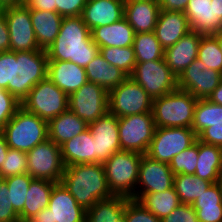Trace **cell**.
Here are the masks:
<instances>
[{
    "label": "cell",
    "mask_w": 222,
    "mask_h": 222,
    "mask_svg": "<svg viewBox=\"0 0 222 222\" xmlns=\"http://www.w3.org/2000/svg\"><path fill=\"white\" fill-rule=\"evenodd\" d=\"M46 52L48 61H71L86 68L99 53V47L81 16L63 17L59 34Z\"/></svg>",
    "instance_id": "cell-1"
},
{
    "label": "cell",
    "mask_w": 222,
    "mask_h": 222,
    "mask_svg": "<svg viewBox=\"0 0 222 222\" xmlns=\"http://www.w3.org/2000/svg\"><path fill=\"white\" fill-rule=\"evenodd\" d=\"M61 183L85 210L98 200L113 196L108 187L102 163L67 166Z\"/></svg>",
    "instance_id": "cell-2"
},
{
    "label": "cell",
    "mask_w": 222,
    "mask_h": 222,
    "mask_svg": "<svg viewBox=\"0 0 222 222\" xmlns=\"http://www.w3.org/2000/svg\"><path fill=\"white\" fill-rule=\"evenodd\" d=\"M47 72L46 50L12 52L11 83H8V92L22 103L30 90L47 77Z\"/></svg>",
    "instance_id": "cell-3"
},
{
    "label": "cell",
    "mask_w": 222,
    "mask_h": 222,
    "mask_svg": "<svg viewBox=\"0 0 222 222\" xmlns=\"http://www.w3.org/2000/svg\"><path fill=\"white\" fill-rule=\"evenodd\" d=\"M197 101L192 94L178 88L153 99L152 113L155 126L191 128Z\"/></svg>",
    "instance_id": "cell-4"
},
{
    "label": "cell",
    "mask_w": 222,
    "mask_h": 222,
    "mask_svg": "<svg viewBox=\"0 0 222 222\" xmlns=\"http://www.w3.org/2000/svg\"><path fill=\"white\" fill-rule=\"evenodd\" d=\"M2 132L9 148L27 153L48 139V122L21 106Z\"/></svg>",
    "instance_id": "cell-5"
},
{
    "label": "cell",
    "mask_w": 222,
    "mask_h": 222,
    "mask_svg": "<svg viewBox=\"0 0 222 222\" xmlns=\"http://www.w3.org/2000/svg\"><path fill=\"white\" fill-rule=\"evenodd\" d=\"M143 154L118 151L103 163L108 187L113 195L135 199L139 165Z\"/></svg>",
    "instance_id": "cell-6"
},
{
    "label": "cell",
    "mask_w": 222,
    "mask_h": 222,
    "mask_svg": "<svg viewBox=\"0 0 222 222\" xmlns=\"http://www.w3.org/2000/svg\"><path fill=\"white\" fill-rule=\"evenodd\" d=\"M21 106L49 122L69 108V96L46 77L30 90Z\"/></svg>",
    "instance_id": "cell-7"
},
{
    "label": "cell",
    "mask_w": 222,
    "mask_h": 222,
    "mask_svg": "<svg viewBox=\"0 0 222 222\" xmlns=\"http://www.w3.org/2000/svg\"><path fill=\"white\" fill-rule=\"evenodd\" d=\"M109 112L118 118L152 112L153 99L130 76L109 91Z\"/></svg>",
    "instance_id": "cell-8"
},
{
    "label": "cell",
    "mask_w": 222,
    "mask_h": 222,
    "mask_svg": "<svg viewBox=\"0 0 222 222\" xmlns=\"http://www.w3.org/2000/svg\"><path fill=\"white\" fill-rule=\"evenodd\" d=\"M197 139L192 128L156 127L146 155L154 160L170 163L174 156L189 148Z\"/></svg>",
    "instance_id": "cell-9"
},
{
    "label": "cell",
    "mask_w": 222,
    "mask_h": 222,
    "mask_svg": "<svg viewBox=\"0 0 222 222\" xmlns=\"http://www.w3.org/2000/svg\"><path fill=\"white\" fill-rule=\"evenodd\" d=\"M155 128L152 112L118 118L121 150L146 154Z\"/></svg>",
    "instance_id": "cell-10"
},
{
    "label": "cell",
    "mask_w": 222,
    "mask_h": 222,
    "mask_svg": "<svg viewBox=\"0 0 222 222\" xmlns=\"http://www.w3.org/2000/svg\"><path fill=\"white\" fill-rule=\"evenodd\" d=\"M130 77L136 81L152 99L175 91L177 77L171 72L165 59L136 63Z\"/></svg>",
    "instance_id": "cell-11"
},
{
    "label": "cell",
    "mask_w": 222,
    "mask_h": 222,
    "mask_svg": "<svg viewBox=\"0 0 222 222\" xmlns=\"http://www.w3.org/2000/svg\"><path fill=\"white\" fill-rule=\"evenodd\" d=\"M27 173L34 179L60 183L65 171L61 147L47 139L27 152Z\"/></svg>",
    "instance_id": "cell-12"
},
{
    "label": "cell",
    "mask_w": 222,
    "mask_h": 222,
    "mask_svg": "<svg viewBox=\"0 0 222 222\" xmlns=\"http://www.w3.org/2000/svg\"><path fill=\"white\" fill-rule=\"evenodd\" d=\"M28 222H86V210L60 182L53 187L48 207Z\"/></svg>",
    "instance_id": "cell-13"
},
{
    "label": "cell",
    "mask_w": 222,
    "mask_h": 222,
    "mask_svg": "<svg viewBox=\"0 0 222 222\" xmlns=\"http://www.w3.org/2000/svg\"><path fill=\"white\" fill-rule=\"evenodd\" d=\"M109 92L87 82L69 96V109L88 125L109 111Z\"/></svg>",
    "instance_id": "cell-14"
},
{
    "label": "cell",
    "mask_w": 222,
    "mask_h": 222,
    "mask_svg": "<svg viewBox=\"0 0 222 222\" xmlns=\"http://www.w3.org/2000/svg\"><path fill=\"white\" fill-rule=\"evenodd\" d=\"M4 17L9 30L10 51L41 50L38 46L27 5L8 6Z\"/></svg>",
    "instance_id": "cell-15"
},
{
    "label": "cell",
    "mask_w": 222,
    "mask_h": 222,
    "mask_svg": "<svg viewBox=\"0 0 222 222\" xmlns=\"http://www.w3.org/2000/svg\"><path fill=\"white\" fill-rule=\"evenodd\" d=\"M221 80V72L208 69L196 58L177 78V87L197 99H205L219 86Z\"/></svg>",
    "instance_id": "cell-16"
},
{
    "label": "cell",
    "mask_w": 222,
    "mask_h": 222,
    "mask_svg": "<svg viewBox=\"0 0 222 222\" xmlns=\"http://www.w3.org/2000/svg\"><path fill=\"white\" fill-rule=\"evenodd\" d=\"M135 194L159 193L174 186V174L169 163L154 160L146 154L141 157Z\"/></svg>",
    "instance_id": "cell-17"
},
{
    "label": "cell",
    "mask_w": 222,
    "mask_h": 222,
    "mask_svg": "<svg viewBox=\"0 0 222 222\" xmlns=\"http://www.w3.org/2000/svg\"><path fill=\"white\" fill-rule=\"evenodd\" d=\"M95 141L96 163H104L111 155L121 151L118 117L109 111L88 125Z\"/></svg>",
    "instance_id": "cell-18"
},
{
    "label": "cell",
    "mask_w": 222,
    "mask_h": 222,
    "mask_svg": "<svg viewBox=\"0 0 222 222\" xmlns=\"http://www.w3.org/2000/svg\"><path fill=\"white\" fill-rule=\"evenodd\" d=\"M202 35L191 30L173 46L165 49L164 59L177 78L197 58Z\"/></svg>",
    "instance_id": "cell-19"
},
{
    "label": "cell",
    "mask_w": 222,
    "mask_h": 222,
    "mask_svg": "<svg viewBox=\"0 0 222 222\" xmlns=\"http://www.w3.org/2000/svg\"><path fill=\"white\" fill-rule=\"evenodd\" d=\"M191 30L203 35L222 31L218 22V9L212 0H189L184 11Z\"/></svg>",
    "instance_id": "cell-20"
},
{
    "label": "cell",
    "mask_w": 222,
    "mask_h": 222,
    "mask_svg": "<svg viewBox=\"0 0 222 222\" xmlns=\"http://www.w3.org/2000/svg\"><path fill=\"white\" fill-rule=\"evenodd\" d=\"M125 0H87L82 12L83 22L90 31L124 18Z\"/></svg>",
    "instance_id": "cell-21"
},
{
    "label": "cell",
    "mask_w": 222,
    "mask_h": 222,
    "mask_svg": "<svg viewBox=\"0 0 222 222\" xmlns=\"http://www.w3.org/2000/svg\"><path fill=\"white\" fill-rule=\"evenodd\" d=\"M161 11L159 2L150 0L125 1L124 18L135 34L153 32Z\"/></svg>",
    "instance_id": "cell-22"
},
{
    "label": "cell",
    "mask_w": 222,
    "mask_h": 222,
    "mask_svg": "<svg viewBox=\"0 0 222 222\" xmlns=\"http://www.w3.org/2000/svg\"><path fill=\"white\" fill-rule=\"evenodd\" d=\"M47 77L68 96L88 82L85 68L71 61H48Z\"/></svg>",
    "instance_id": "cell-23"
},
{
    "label": "cell",
    "mask_w": 222,
    "mask_h": 222,
    "mask_svg": "<svg viewBox=\"0 0 222 222\" xmlns=\"http://www.w3.org/2000/svg\"><path fill=\"white\" fill-rule=\"evenodd\" d=\"M190 31L184 12L160 11L154 32L164 49L173 46Z\"/></svg>",
    "instance_id": "cell-24"
},
{
    "label": "cell",
    "mask_w": 222,
    "mask_h": 222,
    "mask_svg": "<svg viewBox=\"0 0 222 222\" xmlns=\"http://www.w3.org/2000/svg\"><path fill=\"white\" fill-rule=\"evenodd\" d=\"M64 165L96 163L95 141L89 128L61 146Z\"/></svg>",
    "instance_id": "cell-25"
},
{
    "label": "cell",
    "mask_w": 222,
    "mask_h": 222,
    "mask_svg": "<svg viewBox=\"0 0 222 222\" xmlns=\"http://www.w3.org/2000/svg\"><path fill=\"white\" fill-rule=\"evenodd\" d=\"M135 32L125 18L91 30L92 41L99 47H128L133 45Z\"/></svg>",
    "instance_id": "cell-26"
},
{
    "label": "cell",
    "mask_w": 222,
    "mask_h": 222,
    "mask_svg": "<svg viewBox=\"0 0 222 222\" xmlns=\"http://www.w3.org/2000/svg\"><path fill=\"white\" fill-rule=\"evenodd\" d=\"M87 128L88 124L68 108L48 122V139L61 146Z\"/></svg>",
    "instance_id": "cell-27"
},
{
    "label": "cell",
    "mask_w": 222,
    "mask_h": 222,
    "mask_svg": "<svg viewBox=\"0 0 222 222\" xmlns=\"http://www.w3.org/2000/svg\"><path fill=\"white\" fill-rule=\"evenodd\" d=\"M30 17L39 48L47 50L59 34L63 17L42 10H30Z\"/></svg>",
    "instance_id": "cell-28"
},
{
    "label": "cell",
    "mask_w": 222,
    "mask_h": 222,
    "mask_svg": "<svg viewBox=\"0 0 222 222\" xmlns=\"http://www.w3.org/2000/svg\"><path fill=\"white\" fill-rule=\"evenodd\" d=\"M194 175L212 183L222 178V147L198 140V161Z\"/></svg>",
    "instance_id": "cell-29"
},
{
    "label": "cell",
    "mask_w": 222,
    "mask_h": 222,
    "mask_svg": "<svg viewBox=\"0 0 222 222\" xmlns=\"http://www.w3.org/2000/svg\"><path fill=\"white\" fill-rule=\"evenodd\" d=\"M88 82L96 83L108 92L120 85L128 75L116 66L110 65L100 54L85 68Z\"/></svg>",
    "instance_id": "cell-30"
},
{
    "label": "cell",
    "mask_w": 222,
    "mask_h": 222,
    "mask_svg": "<svg viewBox=\"0 0 222 222\" xmlns=\"http://www.w3.org/2000/svg\"><path fill=\"white\" fill-rule=\"evenodd\" d=\"M127 197L113 195L98 200L86 210V222H126L124 215Z\"/></svg>",
    "instance_id": "cell-31"
},
{
    "label": "cell",
    "mask_w": 222,
    "mask_h": 222,
    "mask_svg": "<svg viewBox=\"0 0 222 222\" xmlns=\"http://www.w3.org/2000/svg\"><path fill=\"white\" fill-rule=\"evenodd\" d=\"M56 182L44 179H33L27 191L23 211L19 214L20 220L28 221L35 214L49 205V200Z\"/></svg>",
    "instance_id": "cell-32"
},
{
    "label": "cell",
    "mask_w": 222,
    "mask_h": 222,
    "mask_svg": "<svg viewBox=\"0 0 222 222\" xmlns=\"http://www.w3.org/2000/svg\"><path fill=\"white\" fill-rule=\"evenodd\" d=\"M157 218L167 217L181 203L174 186L159 193L135 194V199Z\"/></svg>",
    "instance_id": "cell-33"
},
{
    "label": "cell",
    "mask_w": 222,
    "mask_h": 222,
    "mask_svg": "<svg viewBox=\"0 0 222 222\" xmlns=\"http://www.w3.org/2000/svg\"><path fill=\"white\" fill-rule=\"evenodd\" d=\"M212 182L203 180L194 174L174 175V188L180 203L192 205L205 192Z\"/></svg>",
    "instance_id": "cell-34"
},
{
    "label": "cell",
    "mask_w": 222,
    "mask_h": 222,
    "mask_svg": "<svg viewBox=\"0 0 222 222\" xmlns=\"http://www.w3.org/2000/svg\"><path fill=\"white\" fill-rule=\"evenodd\" d=\"M222 123V105L213 103L205 99H198L192 123V130L198 136L207 127H212V124Z\"/></svg>",
    "instance_id": "cell-35"
},
{
    "label": "cell",
    "mask_w": 222,
    "mask_h": 222,
    "mask_svg": "<svg viewBox=\"0 0 222 222\" xmlns=\"http://www.w3.org/2000/svg\"><path fill=\"white\" fill-rule=\"evenodd\" d=\"M133 48L137 63L164 58L165 49L157 40L154 31L135 34Z\"/></svg>",
    "instance_id": "cell-36"
},
{
    "label": "cell",
    "mask_w": 222,
    "mask_h": 222,
    "mask_svg": "<svg viewBox=\"0 0 222 222\" xmlns=\"http://www.w3.org/2000/svg\"><path fill=\"white\" fill-rule=\"evenodd\" d=\"M99 52L110 65L121 69L128 76L132 74L137 63L133 45L124 48L101 47Z\"/></svg>",
    "instance_id": "cell-37"
},
{
    "label": "cell",
    "mask_w": 222,
    "mask_h": 222,
    "mask_svg": "<svg viewBox=\"0 0 222 222\" xmlns=\"http://www.w3.org/2000/svg\"><path fill=\"white\" fill-rule=\"evenodd\" d=\"M197 59L201 60L208 69L222 73V52L213 34L202 35Z\"/></svg>",
    "instance_id": "cell-38"
},
{
    "label": "cell",
    "mask_w": 222,
    "mask_h": 222,
    "mask_svg": "<svg viewBox=\"0 0 222 222\" xmlns=\"http://www.w3.org/2000/svg\"><path fill=\"white\" fill-rule=\"evenodd\" d=\"M33 179L34 178L28 173L5 178L10 192L12 207L18 215L23 211L27 191Z\"/></svg>",
    "instance_id": "cell-39"
},
{
    "label": "cell",
    "mask_w": 222,
    "mask_h": 222,
    "mask_svg": "<svg viewBox=\"0 0 222 222\" xmlns=\"http://www.w3.org/2000/svg\"><path fill=\"white\" fill-rule=\"evenodd\" d=\"M198 161V139L189 148L183 150L172 158L169 163L174 175L194 174Z\"/></svg>",
    "instance_id": "cell-40"
},
{
    "label": "cell",
    "mask_w": 222,
    "mask_h": 222,
    "mask_svg": "<svg viewBox=\"0 0 222 222\" xmlns=\"http://www.w3.org/2000/svg\"><path fill=\"white\" fill-rule=\"evenodd\" d=\"M27 153L9 148L3 165L0 168V178L27 173Z\"/></svg>",
    "instance_id": "cell-41"
},
{
    "label": "cell",
    "mask_w": 222,
    "mask_h": 222,
    "mask_svg": "<svg viewBox=\"0 0 222 222\" xmlns=\"http://www.w3.org/2000/svg\"><path fill=\"white\" fill-rule=\"evenodd\" d=\"M124 215L126 222H161L160 218H157L137 200L130 198L126 201Z\"/></svg>",
    "instance_id": "cell-42"
},
{
    "label": "cell",
    "mask_w": 222,
    "mask_h": 222,
    "mask_svg": "<svg viewBox=\"0 0 222 222\" xmlns=\"http://www.w3.org/2000/svg\"><path fill=\"white\" fill-rule=\"evenodd\" d=\"M20 107L21 103L6 89L0 87V131Z\"/></svg>",
    "instance_id": "cell-43"
},
{
    "label": "cell",
    "mask_w": 222,
    "mask_h": 222,
    "mask_svg": "<svg viewBox=\"0 0 222 222\" xmlns=\"http://www.w3.org/2000/svg\"><path fill=\"white\" fill-rule=\"evenodd\" d=\"M194 209L222 207V188L219 182L212 183L192 204Z\"/></svg>",
    "instance_id": "cell-44"
},
{
    "label": "cell",
    "mask_w": 222,
    "mask_h": 222,
    "mask_svg": "<svg viewBox=\"0 0 222 222\" xmlns=\"http://www.w3.org/2000/svg\"><path fill=\"white\" fill-rule=\"evenodd\" d=\"M18 220L20 218L12 207L6 180L0 178V222H16Z\"/></svg>",
    "instance_id": "cell-45"
},
{
    "label": "cell",
    "mask_w": 222,
    "mask_h": 222,
    "mask_svg": "<svg viewBox=\"0 0 222 222\" xmlns=\"http://www.w3.org/2000/svg\"><path fill=\"white\" fill-rule=\"evenodd\" d=\"M87 0H55V12L62 17L81 16Z\"/></svg>",
    "instance_id": "cell-46"
},
{
    "label": "cell",
    "mask_w": 222,
    "mask_h": 222,
    "mask_svg": "<svg viewBox=\"0 0 222 222\" xmlns=\"http://www.w3.org/2000/svg\"><path fill=\"white\" fill-rule=\"evenodd\" d=\"M161 222H199L197 213L192 205L181 203Z\"/></svg>",
    "instance_id": "cell-47"
},
{
    "label": "cell",
    "mask_w": 222,
    "mask_h": 222,
    "mask_svg": "<svg viewBox=\"0 0 222 222\" xmlns=\"http://www.w3.org/2000/svg\"><path fill=\"white\" fill-rule=\"evenodd\" d=\"M12 51L0 52V87L8 91L11 83Z\"/></svg>",
    "instance_id": "cell-48"
},
{
    "label": "cell",
    "mask_w": 222,
    "mask_h": 222,
    "mask_svg": "<svg viewBox=\"0 0 222 222\" xmlns=\"http://www.w3.org/2000/svg\"><path fill=\"white\" fill-rule=\"evenodd\" d=\"M197 137L203 143L222 147V123L212 124V127H207Z\"/></svg>",
    "instance_id": "cell-49"
},
{
    "label": "cell",
    "mask_w": 222,
    "mask_h": 222,
    "mask_svg": "<svg viewBox=\"0 0 222 222\" xmlns=\"http://www.w3.org/2000/svg\"><path fill=\"white\" fill-rule=\"evenodd\" d=\"M199 222H222V207L195 209Z\"/></svg>",
    "instance_id": "cell-50"
},
{
    "label": "cell",
    "mask_w": 222,
    "mask_h": 222,
    "mask_svg": "<svg viewBox=\"0 0 222 222\" xmlns=\"http://www.w3.org/2000/svg\"><path fill=\"white\" fill-rule=\"evenodd\" d=\"M189 0H159L163 11L184 12Z\"/></svg>",
    "instance_id": "cell-51"
},
{
    "label": "cell",
    "mask_w": 222,
    "mask_h": 222,
    "mask_svg": "<svg viewBox=\"0 0 222 222\" xmlns=\"http://www.w3.org/2000/svg\"><path fill=\"white\" fill-rule=\"evenodd\" d=\"M10 51V37L4 14L0 16V52Z\"/></svg>",
    "instance_id": "cell-52"
},
{
    "label": "cell",
    "mask_w": 222,
    "mask_h": 222,
    "mask_svg": "<svg viewBox=\"0 0 222 222\" xmlns=\"http://www.w3.org/2000/svg\"><path fill=\"white\" fill-rule=\"evenodd\" d=\"M27 6L30 10L55 12V0H31Z\"/></svg>",
    "instance_id": "cell-53"
},
{
    "label": "cell",
    "mask_w": 222,
    "mask_h": 222,
    "mask_svg": "<svg viewBox=\"0 0 222 222\" xmlns=\"http://www.w3.org/2000/svg\"><path fill=\"white\" fill-rule=\"evenodd\" d=\"M8 150H9V146L7 145L5 136L3 132L0 131V168L4 163Z\"/></svg>",
    "instance_id": "cell-54"
},
{
    "label": "cell",
    "mask_w": 222,
    "mask_h": 222,
    "mask_svg": "<svg viewBox=\"0 0 222 222\" xmlns=\"http://www.w3.org/2000/svg\"><path fill=\"white\" fill-rule=\"evenodd\" d=\"M207 99L212 101L213 103L222 105V80L219 86L209 95Z\"/></svg>",
    "instance_id": "cell-55"
},
{
    "label": "cell",
    "mask_w": 222,
    "mask_h": 222,
    "mask_svg": "<svg viewBox=\"0 0 222 222\" xmlns=\"http://www.w3.org/2000/svg\"><path fill=\"white\" fill-rule=\"evenodd\" d=\"M218 9V22L222 25V0H212Z\"/></svg>",
    "instance_id": "cell-56"
},
{
    "label": "cell",
    "mask_w": 222,
    "mask_h": 222,
    "mask_svg": "<svg viewBox=\"0 0 222 222\" xmlns=\"http://www.w3.org/2000/svg\"><path fill=\"white\" fill-rule=\"evenodd\" d=\"M5 7L21 5V0H1Z\"/></svg>",
    "instance_id": "cell-57"
},
{
    "label": "cell",
    "mask_w": 222,
    "mask_h": 222,
    "mask_svg": "<svg viewBox=\"0 0 222 222\" xmlns=\"http://www.w3.org/2000/svg\"><path fill=\"white\" fill-rule=\"evenodd\" d=\"M213 35L217 38L220 50L222 52V31H219L218 33H215Z\"/></svg>",
    "instance_id": "cell-58"
},
{
    "label": "cell",
    "mask_w": 222,
    "mask_h": 222,
    "mask_svg": "<svg viewBox=\"0 0 222 222\" xmlns=\"http://www.w3.org/2000/svg\"><path fill=\"white\" fill-rule=\"evenodd\" d=\"M5 6L2 4L1 0H0V16L4 14V10H5Z\"/></svg>",
    "instance_id": "cell-59"
},
{
    "label": "cell",
    "mask_w": 222,
    "mask_h": 222,
    "mask_svg": "<svg viewBox=\"0 0 222 222\" xmlns=\"http://www.w3.org/2000/svg\"><path fill=\"white\" fill-rule=\"evenodd\" d=\"M31 0H21V5H27Z\"/></svg>",
    "instance_id": "cell-60"
},
{
    "label": "cell",
    "mask_w": 222,
    "mask_h": 222,
    "mask_svg": "<svg viewBox=\"0 0 222 222\" xmlns=\"http://www.w3.org/2000/svg\"><path fill=\"white\" fill-rule=\"evenodd\" d=\"M125 1H135V0H125ZM143 1V0H141ZM150 1H156V2H159V0H150Z\"/></svg>",
    "instance_id": "cell-61"
},
{
    "label": "cell",
    "mask_w": 222,
    "mask_h": 222,
    "mask_svg": "<svg viewBox=\"0 0 222 222\" xmlns=\"http://www.w3.org/2000/svg\"><path fill=\"white\" fill-rule=\"evenodd\" d=\"M219 183H220V185H221V188H222V178L220 179Z\"/></svg>",
    "instance_id": "cell-62"
},
{
    "label": "cell",
    "mask_w": 222,
    "mask_h": 222,
    "mask_svg": "<svg viewBox=\"0 0 222 222\" xmlns=\"http://www.w3.org/2000/svg\"><path fill=\"white\" fill-rule=\"evenodd\" d=\"M16 222H28V221L18 220V221H16Z\"/></svg>",
    "instance_id": "cell-63"
}]
</instances>
